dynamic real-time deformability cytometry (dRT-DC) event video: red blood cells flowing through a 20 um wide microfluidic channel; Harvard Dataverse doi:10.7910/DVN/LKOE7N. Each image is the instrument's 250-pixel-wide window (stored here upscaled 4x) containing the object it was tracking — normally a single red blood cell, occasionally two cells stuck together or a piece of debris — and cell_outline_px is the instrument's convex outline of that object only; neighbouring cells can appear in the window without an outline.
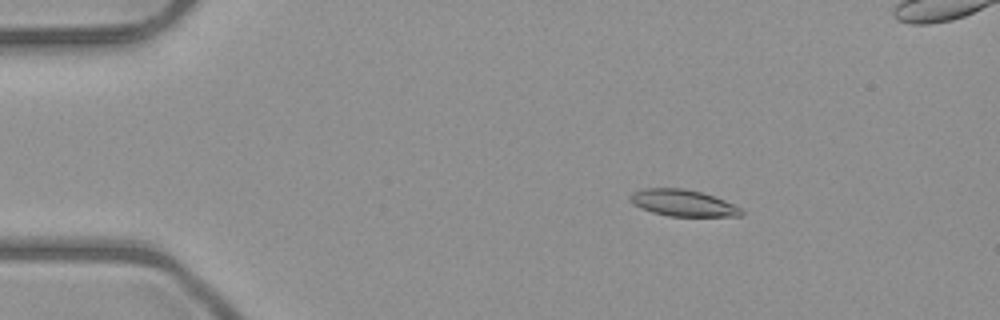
{"species": "common noctule bat (a hibernating species)", "species_latin": "Nyctalus noctula", "temperature_condition": "room temperature", "stored_images_in_passage": 52, "segment_of_instrument_passage": [1, 2], "camera_frame_rate_fps": 3000, "um_per_image_px": 0.085, "animal": {"sex": "male", "body_mass_g": 23.1, "forearm_length_mm": 52.7}, "frame": {"image": 1, "passage_image": 8, "time_ms": 2.333, "image_size_px": [1000, 320], "cell_outline_px": [[744, 212], [740, 216], [668, 216], [652, 212], [640, 208], [628, 200], [628, 196], [632, 192], [644, 188], [684, 188], [700, 192], [724, 200], [740, 208]], "centroid_in_image_um": [57.99, 17.25], "position_along_channel_um": 27.0, "area_um2": 17.17}}
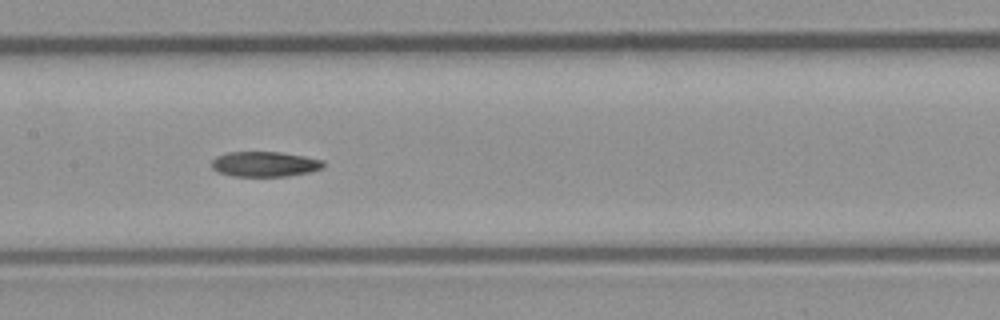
{"frame": {"image": 2, "passage_image": 25, "time_ms": 8.0, "image_size_px": [1000, 320], "cell_outline_px": [[324, 164], [320, 168], [308, 172], [288, 176], [232, 176], [220, 172], [212, 168], [212, 160], [216, 156], [228, 152], [280, 152], [304, 156], [324, 160]], "centroid_in_image_um": [22.48, 13.94], "position_along_channel_um": 184.9, "area_um2": 16.24}}
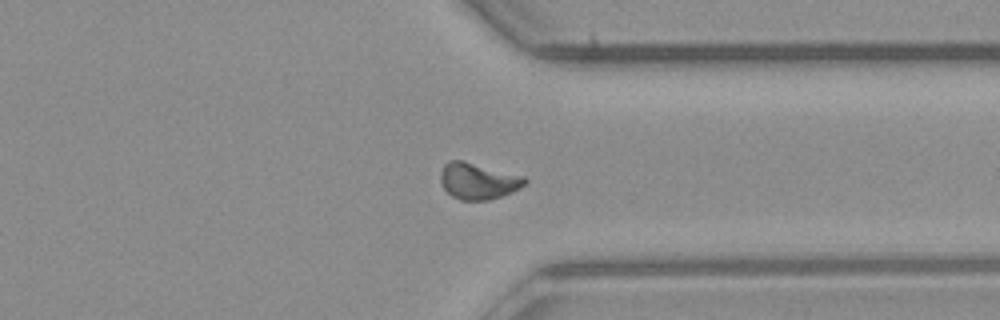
{"frame": {"image": 3, "passage_image": 39, "time_ms": 12.667, "image_size_px": [1000, 320], "cell_outline_px": [[528, 180], [520, 188], [512, 192], [488, 200], [460, 200], [452, 196], [444, 188], [440, 180], [440, 172], [444, 164], [448, 160], [464, 160], [524, 176]], "centroid_in_image_um": [40.62, 15.37], "position_along_channel_um": 370.8, "area_um2": 17.92}}